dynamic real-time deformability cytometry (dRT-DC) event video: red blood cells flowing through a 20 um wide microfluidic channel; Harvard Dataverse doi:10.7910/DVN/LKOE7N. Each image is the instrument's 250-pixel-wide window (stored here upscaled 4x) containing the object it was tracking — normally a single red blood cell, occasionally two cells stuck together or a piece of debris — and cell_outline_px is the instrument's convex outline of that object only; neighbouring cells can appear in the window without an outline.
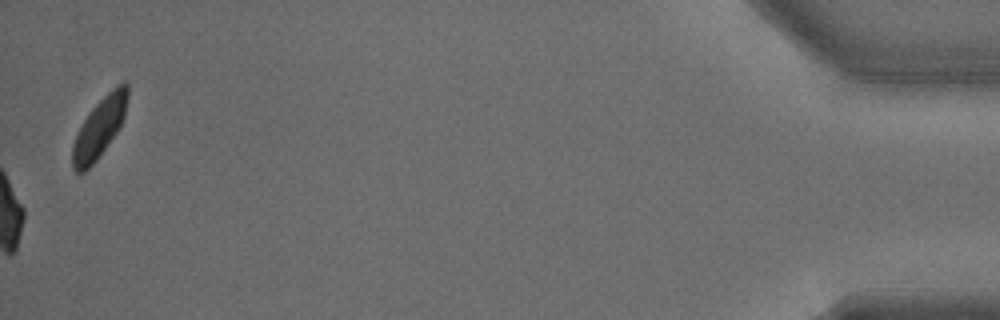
{"species": "common noctule bat (a hibernating species)", "species_latin": "Nyctalus noctula", "temperature_condition": "warm", "stored_images_in_passage": 35, "camera_frame_rate_fps": 3000, "um_per_image_px": 0.085, "animal": {"sex": "male", "body_mass_g": 15.6}, "frame": {"image": 1, "passage_image": 35, "time_ms": 11.333, "image_size_px": [1000, 320], "cell_outline_px": [[128, 96], [124, 116], [120, 128], [96, 160], [84, 172], [76, 172], [72, 168], [72, 144], [84, 120], [92, 108], [116, 84], [124, 80], [128, 84]], "centroid_in_image_um": [8.47, 10.83], "position_along_channel_um": 426.7, "area_um2": 19.02}}